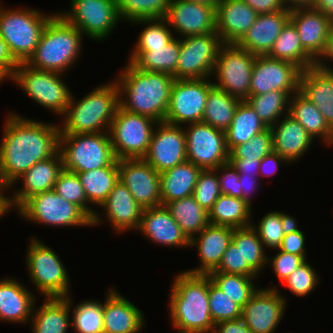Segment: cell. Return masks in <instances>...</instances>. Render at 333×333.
<instances>
[{
    "instance_id": "6da1fadb",
    "label": "cell",
    "mask_w": 333,
    "mask_h": 333,
    "mask_svg": "<svg viewBox=\"0 0 333 333\" xmlns=\"http://www.w3.org/2000/svg\"><path fill=\"white\" fill-rule=\"evenodd\" d=\"M60 126L8 113L0 144V182L7 191L32 165L59 150Z\"/></svg>"
},
{
    "instance_id": "7a4b0ae2",
    "label": "cell",
    "mask_w": 333,
    "mask_h": 333,
    "mask_svg": "<svg viewBox=\"0 0 333 333\" xmlns=\"http://www.w3.org/2000/svg\"><path fill=\"white\" fill-rule=\"evenodd\" d=\"M127 63L115 81L120 107L131 113L151 117L157 122L165 121L175 78L164 72L138 70Z\"/></svg>"
},
{
    "instance_id": "3957f363",
    "label": "cell",
    "mask_w": 333,
    "mask_h": 333,
    "mask_svg": "<svg viewBox=\"0 0 333 333\" xmlns=\"http://www.w3.org/2000/svg\"><path fill=\"white\" fill-rule=\"evenodd\" d=\"M172 283L169 313L173 327L178 333H213L208 274L182 271Z\"/></svg>"
},
{
    "instance_id": "277c9868",
    "label": "cell",
    "mask_w": 333,
    "mask_h": 333,
    "mask_svg": "<svg viewBox=\"0 0 333 333\" xmlns=\"http://www.w3.org/2000/svg\"><path fill=\"white\" fill-rule=\"evenodd\" d=\"M67 106L60 134H85L109 132L111 122L120 106L119 90L115 81L102 84L80 100ZM77 101V102H76Z\"/></svg>"
},
{
    "instance_id": "5b68a950",
    "label": "cell",
    "mask_w": 333,
    "mask_h": 333,
    "mask_svg": "<svg viewBox=\"0 0 333 333\" xmlns=\"http://www.w3.org/2000/svg\"><path fill=\"white\" fill-rule=\"evenodd\" d=\"M83 34L59 13L48 21L34 54L26 62L34 69L64 72L79 57Z\"/></svg>"
},
{
    "instance_id": "8992f818",
    "label": "cell",
    "mask_w": 333,
    "mask_h": 333,
    "mask_svg": "<svg viewBox=\"0 0 333 333\" xmlns=\"http://www.w3.org/2000/svg\"><path fill=\"white\" fill-rule=\"evenodd\" d=\"M63 169L75 173L118 166L109 132L59 134Z\"/></svg>"
},
{
    "instance_id": "52a82bcc",
    "label": "cell",
    "mask_w": 333,
    "mask_h": 333,
    "mask_svg": "<svg viewBox=\"0 0 333 333\" xmlns=\"http://www.w3.org/2000/svg\"><path fill=\"white\" fill-rule=\"evenodd\" d=\"M54 15L31 8L5 9L0 3V35L19 63H26L34 54L45 26Z\"/></svg>"
},
{
    "instance_id": "ba28073f",
    "label": "cell",
    "mask_w": 333,
    "mask_h": 333,
    "mask_svg": "<svg viewBox=\"0 0 333 333\" xmlns=\"http://www.w3.org/2000/svg\"><path fill=\"white\" fill-rule=\"evenodd\" d=\"M48 245L31 238L26 253V267L35 288L45 298L69 297L70 280L60 257Z\"/></svg>"
},
{
    "instance_id": "9c48e42d",
    "label": "cell",
    "mask_w": 333,
    "mask_h": 333,
    "mask_svg": "<svg viewBox=\"0 0 333 333\" xmlns=\"http://www.w3.org/2000/svg\"><path fill=\"white\" fill-rule=\"evenodd\" d=\"M61 75L59 72L38 70L20 63L10 80L15 81L31 100L63 116L73 94Z\"/></svg>"
},
{
    "instance_id": "30bf717a",
    "label": "cell",
    "mask_w": 333,
    "mask_h": 333,
    "mask_svg": "<svg viewBox=\"0 0 333 333\" xmlns=\"http://www.w3.org/2000/svg\"><path fill=\"white\" fill-rule=\"evenodd\" d=\"M157 123L151 117L128 112L119 106L109 129L117 160L143 158Z\"/></svg>"
},
{
    "instance_id": "8fae6325",
    "label": "cell",
    "mask_w": 333,
    "mask_h": 333,
    "mask_svg": "<svg viewBox=\"0 0 333 333\" xmlns=\"http://www.w3.org/2000/svg\"><path fill=\"white\" fill-rule=\"evenodd\" d=\"M257 55L237 44H223L216 59L214 71L217 83L213 86L245 101L249 97L250 81Z\"/></svg>"
},
{
    "instance_id": "7c38bea8",
    "label": "cell",
    "mask_w": 333,
    "mask_h": 333,
    "mask_svg": "<svg viewBox=\"0 0 333 333\" xmlns=\"http://www.w3.org/2000/svg\"><path fill=\"white\" fill-rule=\"evenodd\" d=\"M18 213L28 221L50 226H92V220L76 205L54 190L29 197Z\"/></svg>"
},
{
    "instance_id": "4fadbf2b",
    "label": "cell",
    "mask_w": 333,
    "mask_h": 333,
    "mask_svg": "<svg viewBox=\"0 0 333 333\" xmlns=\"http://www.w3.org/2000/svg\"><path fill=\"white\" fill-rule=\"evenodd\" d=\"M223 42L217 32L180 37L175 79L213 78L216 59Z\"/></svg>"
},
{
    "instance_id": "5bb4252c",
    "label": "cell",
    "mask_w": 333,
    "mask_h": 333,
    "mask_svg": "<svg viewBox=\"0 0 333 333\" xmlns=\"http://www.w3.org/2000/svg\"><path fill=\"white\" fill-rule=\"evenodd\" d=\"M70 5L59 14L94 41L106 39L121 20L116 0H71Z\"/></svg>"
},
{
    "instance_id": "9a60e30c",
    "label": "cell",
    "mask_w": 333,
    "mask_h": 333,
    "mask_svg": "<svg viewBox=\"0 0 333 333\" xmlns=\"http://www.w3.org/2000/svg\"><path fill=\"white\" fill-rule=\"evenodd\" d=\"M209 79H175L165 122L184 127L202 122L207 96L214 87Z\"/></svg>"
},
{
    "instance_id": "2e32d148",
    "label": "cell",
    "mask_w": 333,
    "mask_h": 333,
    "mask_svg": "<svg viewBox=\"0 0 333 333\" xmlns=\"http://www.w3.org/2000/svg\"><path fill=\"white\" fill-rule=\"evenodd\" d=\"M184 128L187 160L202 170L216 169L229 162L226 133L209 124L191 123Z\"/></svg>"
},
{
    "instance_id": "e0dca14e",
    "label": "cell",
    "mask_w": 333,
    "mask_h": 333,
    "mask_svg": "<svg viewBox=\"0 0 333 333\" xmlns=\"http://www.w3.org/2000/svg\"><path fill=\"white\" fill-rule=\"evenodd\" d=\"M302 69L292 62L257 55L251 74L249 95L269 91H286L290 96L299 92Z\"/></svg>"
},
{
    "instance_id": "ac0fdd59",
    "label": "cell",
    "mask_w": 333,
    "mask_h": 333,
    "mask_svg": "<svg viewBox=\"0 0 333 333\" xmlns=\"http://www.w3.org/2000/svg\"><path fill=\"white\" fill-rule=\"evenodd\" d=\"M162 173L187 160L184 127L158 122L152 133L148 151L143 157Z\"/></svg>"
},
{
    "instance_id": "d6986e66",
    "label": "cell",
    "mask_w": 333,
    "mask_h": 333,
    "mask_svg": "<svg viewBox=\"0 0 333 333\" xmlns=\"http://www.w3.org/2000/svg\"><path fill=\"white\" fill-rule=\"evenodd\" d=\"M119 180L144 209L162 205L160 173L143 158L118 160Z\"/></svg>"
},
{
    "instance_id": "ffe728a7",
    "label": "cell",
    "mask_w": 333,
    "mask_h": 333,
    "mask_svg": "<svg viewBox=\"0 0 333 333\" xmlns=\"http://www.w3.org/2000/svg\"><path fill=\"white\" fill-rule=\"evenodd\" d=\"M278 291L259 288L242 308L241 319L253 333H274L282 320L287 302Z\"/></svg>"
},
{
    "instance_id": "44dd1931",
    "label": "cell",
    "mask_w": 333,
    "mask_h": 333,
    "mask_svg": "<svg viewBox=\"0 0 333 333\" xmlns=\"http://www.w3.org/2000/svg\"><path fill=\"white\" fill-rule=\"evenodd\" d=\"M216 9L188 0H170L164 17L175 32L186 36L216 32Z\"/></svg>"
},
{
    "instance_id": "7402d4cb",
    "label": "cell",
    "mask_w": 333,
    "mask_h": 333,
    "mask_svg": "<svg viewBox=\"0 0 333 333\" xmlns=\"http://www.w3.org/2000/svg\"><path fill=\"white\" fill-rule=\"evenodd\" d=\"M63 170V160L59 150L50 158L32 165L16 182L21 179L23 186L8 196V206L16 210L31 196L54 189L56 180Z\"/></svg>"
},
{
    "instance_id": "603a6c76",
    "label": "cell",
    "mask_w": 333,
    "mask_h": 333,
    "mask_svg": "<svg viewBox=\"0 0 333 333\" xmlns=\"http://www.w3.org/2000/svg\"><path fill=\"white\" fill-rule=\"evenodd\" d=\"M290 21L297 29L302 47L317 61L325 51L333 22L312 8L290 10Z\"/></svg>"
},
{
    "instance_id": "cb8c5ba5",
    "label": "cell",
    "mask_w": 333,
    "mask_h": 333,
    "mask_svg": "<svg viewBox=\"0 0 333 333\" xmlns=\"http://www.w3.org/2000/svg\"><path fill=\"white\" fill-rule=\"evenodd\" d=\"M234 228L208 224L190 240V246L197 247L200 266L186 270L191 274H208L215 270L232 242Z\"/></svg>"
},
{
    "instance_id": "d4e9b609",
    "label": "cell",
    "mask_w": 333,
    "mask_h": 333,
    "mask_svg": "<svg viewBox=\"0 0 333 333\" xmlns=\"http://www.w3.org/2000/svg\"><path fill=\"white\" fill-rule=\"evenodd\" d=\"M258 13L243 0H221L216 6V32L223 44H237Z\"/></svg>"
},
{
    "instance_id": "484cf974",
    "label": "cell",
    "mask_w": 333,
    "mask_h": 333,
    "mask_svg": "<svg viewBox=\"0 0 333 333\" xmlns=\"http://www.w3.org/2000/svg\"><path fill=\"white\" fill-rule=\"evenodd\" d=\"M109 288L103 303V333H138L144 327V314L131 301Z\"/></svg>"
},
{
    "instance_id": "4316f807",
    "label": "cell",
    "mask_w": 333,
    "mask_h": 333,
    "mask_svg": "<svg viewBox=\"0 0 333 333\" xmlns=\"http://www.w3.org/2000/svg\"><path fill=\"white\" fill-rule=\"evenodd\" d=\"M138 230L152 242L162 246L190 247V240L163 205L144 208Z\"/></svg>"
},
{
    "instance_id": "83f0119b",
    "label": "cell",
    "mask_w": 333,
    "mask_h": 333,
    "mask_svg": "<svg viewBox=\"0 0 333 333\" xmlns=\"http://www.w3.org/2000/svg\"><path fill=\"white\" fill-rule=\"evenodd\" d=\"M99 207L105 210L104 217L108 218L117 233L133 229L138 231L143 208L120 180Z\"/></svg>"
},
{
    "instance_id": "f1b7e54d",
    "label": "cell",
    "mask_w": 333,
    "mask_h": 333,
    "mask_svg": "<svg viewBox=\"0 0 333 333\" xmlns=\"http://www.w3.org/2000/svg\"><path fill=\"white\" fill-rule=\"evenodd\" d=\"M289 20L290 9L258 14L254 24L237 45L255 55H267Z\"/></svg>"
},
{
    "instance_id": "f546056e",
    "label": "cell",
    "mask_w": 333,
    "mask_h": 333,
    "mask_svg": "<svg viewBox=\"0 0 333 333\" xmlns=\"http://www.w3.org/2000/svg\"><path fill=\"white\" fill-rule=\"evenodd\" d=\"M270 128L273 151L280 154L288 164L298 161L313 144V138L289 114L282 120L279 119Z\"/></svg>"
},
{
    "instance_id": "4dcf8cb0",
    "label": "cell",
    "mask_w": 333,
    "mask_h": 333,
    "mask_svg": "<svg viewBox=\"0 0 333 333\" xmlns=\"http://www.w3.org/2000/svg\"><path fill=\"white\" fill-rule=\"evenodd\" d=\"M299 92L319 109L333 130V72L317 66L302 70Z\"/></svg>"
},
{
    "instance_id": "1f68e13d",
    "label": "cell",
    "mask_w": 333,
    "mask_h": 333,
    "mask_svg": "<svg viewBox=\"0 0 333 333\" xmlns=\"http://www.w3.org/2000/svg\"><path fill=\"white\" fill-rule=\"evenodd\" d=\"M19 280H0V321L27 323L32 317L35 296Z\"/></svg>"
},
{
    "instance_id": "d6a6232c",
    "label": "cell",
    "mask_w": 333,
    "mask_h": 333,
    "mask_svg": "<svg viewBox=\"0 0 333 333\" xmlns=\"http://www.w3.org/2000/svg\"><path fill=\"white\" fill-rule=\"evenodd\" d=\"M71 296L67 298H45L39 308H33L30 319L32 333H67L70 322ZM70 324V325H69Z\"/></svg>"
},
{
    "instance_id": "836d02e7",
    "label": "cell",
    "mask_w": 333,
    "mask_h": 333,
    "mask_svg": "<svg viewBox=\"0 0 333 333\" xmlns=\"http://www.w3.org/2000/svg\"><path fill=\"white\" fill-rule=\"evenodd\" d=\"M202 169L191 161H184L175 167L160 173V191L162 205L193 194Z\"/></svg>"
},
{
    "instance_id": "e575fe53",
    "label": "cell",
    "mask_w": 333,
    "mask_h": 333,
    "mask_svg": "<svg viewBox=\"0 0 333 333\" xmlns=\"http://www.w3.org/2000/svg\"><path fill=\"white\" fill-rule=\"evenodd\" d=\"M288 114L298 121L313 139L319 136L322 143L333 145V130L319 109L300 92L290 96Z\"/></svg>"
},
{
    "instance_id": "d590c367",
    "label": "cell",
    "mask_w": 333,
    "mask_h": 333,
    "mask_svg": "<svg viewBox=\"0 0 333 333\" xmlns=\"http://www.w3.org/2000/svg\"><path fill=\"white\" fill-rule=\"evenodd\" d=\"M232 242L242 257V275L257 277L264 266L268 265V257L255 229L252 225L234 228Z\"/></svg>"
},
{
    "instance_id": "8d00e7d4",
    "label": "cell",
    "mask_w": 333,
    "mask_h": 333,
    "mask_svg": "<svg viewBox=\"0 0 333 333\" xmlns=\"http://www.w3.org/2000/svg\"><path fill=\"white\" fill-rule=\"evenodd\" d=\"M180 39L174 37L163 47H149L143 53H131L128 62L136 69L174 75L178 64Z\"/></svg>"
},
{
    "instance_id": "74e56055",
    "label": "cell",
    "mask_w": 333,
    "mask_h": 333,
    "mask_svg": "<svg viewBox=\"0 0 333 333\" xmlns=\"http://www.w3.org/2000/svg\"><path fill=\"white\" fill-rule=\"evenodd\" d=\"M299 38L296 27L289 20L267 56L292 62L302 70L316 66V60L302 47Z\"/></svg>"
},
{
    "instance_id": "f35d334b",
    "label": "cell",
    "mask_w": 333,
    "mask_h": 333,
    "mask_svg": "<svg viewBox=\"0 0 333 333\" xmlns=\"http://www.w3.org/2000/svg\"><path fill=\"white\" fill-rule=\"evenodd\" d=\"M267 128L253 108L246 101H241L235 110L231 125L225 131L229 152L235 146L246 143Z\"/></svg>"
},
{
    "instance_id": "ab89813d",
    "label": "cell",
    "mask_w": 333,
    "mask_h": 333,
    "mask_svg": "<svg viewBox=\"0 0 333 333\" xmlns=\"http://www.w3.org/2000/svg\"><path fill=\"white\" fill-rule=\"evenodd\" d=\"M251 215L252 207L245 200L221 194L209 210L208 220L212 225L239 228L253 223Z\"/></svg>"
},
{
    "instance_id": "60d3db41",
    "label": "cell",
    "mask_w": 333,
    "mask_h": 333,
    "mask_svg": "<svg viewBox=\"0 0 333 333\" xmlns=\"http://www.w3.org/2000/svg\"><path fill=\"white\" fill-rule=\"evenodd\" d=\"M165 207L189 240L209 224L208 212L196 202L192 195L170 201Z\"/></svg>"
},
{
    "instance_id": "b9f144b4",
    "label": "cell",
    "mask_w": 333,
    "mask_h": 333,
    "mask_svg": "<svg viewBox=\"0 0 333 333\" xmlns=\"http://www.w3.org/2000/svg\"><path fill=\"white\" fill-rule=\"evenodd\" d=\"M240 102L226 91L213 87L207 96L202 122L225 132Z\"/></svg>"
},
{
    "instance_id": "7bdbcfd3",
    "label": "cell",
    "mask_w": 333,
    "mask_h": 333,
    "mask_svg": "<svg viewBox=\"0 0 333 333\" xmlns=\"http://www.w3.org/2000/svg\"><path fill=\"white\" fill-rule=\"evenodd\" d=\"M90 204L100 206L119 181L118 166H106L77 173Z\"/></svg>"
},
{
    "instance_id": "ee69618b",
    "label": "cell",
    "mask_w": 333,
    "mask_h": 333,
    "mask_svg": "<svg viewBox=\"0 0 333 333\" xmlns=\"http://www.w3.org/2000/svg\"><path fill=\"white\" fill-rule=\"evenodd\" d=\"M53 190L68 202L78 206L92 220L93 226L102 223L99 213H96L88 205L89 202L84 187L80 183L77 173L63 169L55 182Z\"/></svg>"
},
{
    "instance_id": "f6af8a7d",
    "label": "cell",
    "mask_w": 333,
    "mask_h": 333,
    "mask_svg": "<svg viewBox=\"0 0 333 333\" xmlns=\"http://www.w3.org/2000/svg\"><path fill=\"white\" fill-rule=\"evenodd\" d=\"M290 95L286 91H269L260 95H249L245 100L267 127L273 126L286 110L288 114Z\"/></svg>"
},
{
    "instance_id": "bcb514c9",
    "label": "cell",
    "mask_w": 333,
    "mask_h": 333,
    "mask_svg": "<svg viewBox=\"0 0 333 333\" xmlns=\"http://www.w3.org/2000/svg\"><path fill=\"white\" fill-rule=\"evenodd\" d=\"M208 276L221 291L242 308L258 289L253 282V279L255 280L257 277L215 272L214 270L208 273Z\"/></svg>"
},
{
    "instance_id": "7dc6e473",
    "label": "cell",
    "mask_w": 333,
    "mask_h": 333,
    "mask_svg": "<svg viewBox=\"0 0 333 333\" xmlns=\"http://www.w3.org/2000/svg\"><path fill=\"white\" fill-rule=\"evenodd\" d=\"M294 221L295 219L286 213L271 211L261 218L257 226L251 225L264 247L275 250L279 248L286 231Z\"/></svg>"
},
{
    "instance_id": "c3c4849f",
    "label": "cell",
    "mask_w": 333,
    "mask_h": 333,
    "mask_svg": "<svg viewBox=\"0 0 333 333\" xmlns=\"http://www.w3.org/2000/svg\"><path fill=\"white\" fill-rule=\"evenodd\" d=\"M170 0H116L122 20L132 22L138 19L164 18Z\"/></svg>"
},
{
    "instance_id": "681fc988",
    "label": "cell",
    "mask_w": 333,
    "mask_h": 333,
    "mask_svg": "<svg viewBox=\"0 0 333 333\" xmlns=\"http://www.w3.org/2000/svg\"><path fill=\"white\" fill-rule=\"evenodd\" d=\"M130 23L148 25L141 31L136 46L131 53H143L148 51L149 47H163L175 37L164 18L138 19Z\"/></svg>"
},
{
    "instance_id": "f907efd6",
    "label": "cell",
    "mask_w": 333,
    "mask_h": 333,
    "mask_svg": "<svg viewBox=\"0 0 333 333\" xmlns=\"http://www.w3.org/2000/svg\"><path fill=\"white\" fill-rule=\"evenodd\" d=\"M72 328L76 333H103V304L85 300L74 306Z\"/></svg>"
},
{
    "instance_id": "816d5d0a",
    "label": "cell",
    "mask_w": 333,
    "mask_h": 333,
    "mask_svg": "<svg viewBox=\"0 0 333 333\" xmlns=\"http://www.w3.org/2000/svg\"><path fill=\"white\" fill-rule=\"evenodd\" d=\"M209 308L214 324L240 319L242 307L231 300L209 278Z\"/></svg>"
},
{
    "instance_id": "f5cc1de1",
    "label": "cell",
    "mask_w": 333,
    "mask_h": 333,
    "mask_svg": "<svg viewBox=\"0 0 333 333\" xmlns=\"http://www.w3.org/2000/svg\"><path fill=\"white\" fill-rule=\"evenodd\" d=\"M273 151L271 128L255 135L244 144L235 146L229 152V158H242L247 160H261Z\"/></svg>"
},
{
    "instance_id": "db71d44e",
    "label": "cell",
    "mask_w": 333,
    "mask_h": 333,
    "mask_svg": "<svg viewBox=\"0 0 333 333\" xmlns=\"http://www.w3.org/2000/svg\"><path fill=\"white\" fill-rule=\"evenodd\" d=\"M221 195L219 179L215 169L202 170L192 196L207 212Z\"/></svg>"
},
{
    "instance_id": "11a10c76",
    "label": "cell",
    "mask_w": 333,
    "mask_h": 333,
    "mask_svg": "<svg viewBox=\"0 0 333 333\" xmlns=\"http://www.w3.org/2000/svg\"><path fill=\"white\" fill-rule=\"evenodd\" d=\"M319 283L315 269L310 266L307 260L282 283L286 285L291 294L298 297L309 296Z\"/></svg>"
},
{
    "instance_id": "9f6ffc18",
    "label": "cell",
    "mask_w": 333,
    "mask_h": 333,
    "mask_svg": "<svg viewBox=\"0 0 333 333\" xmlns=\"http://www.w3.org/2000/svg\"><path fill=\"white\" fill-rule=\"evenodd\" d=\"M305 261L302 256L280 251L279 249L273 258H268V263L270 262L269 264L281 284Z\"/></svg>"
},
{
    "instance_id": "6f0895ef",
    "label": "cell",
    "mask_w": 333,
    "mask_h": 333,
    "mask_svg": "<svg viewBox=\"0 0 333 333\" xmlns=\"http://www.w3.org/2000/svg\"><path fill=\"white\" fill-rule=\"evenodd\" d=\"M215 170L218 173L221 194L241 199L242 190L240 188L239 173L233 165L227 162ZM221 172L223 174H219Z\"/></svg>"
},
{
    "instance_id": "680465c9",
    "label": "cell",
    "mask_w": 333,
    "mask_h": 333,
    "mask_svg": "<svg viewBox=\"0 0 333 333\" xmlns=\"http://www.w3.org/2000/svg\"><path fill=\"white\" fill-rule=\"evenodd\" d=\"M296 222L297 221H294L288 228L278 249L290 254L302 256L306 260V249L304 247L306 240L305 235L299 230Z\"/></svg>"
},
{
    "instance_id": "91938a15",
    "label": "cell",
    "mask_w": 333,
    "mask_h": 333,
    "mask_svg": "<svg viewBox=\"0 0 333 333\" xmlns=\"http://www.w3.org/2000/svg\"><path fill=\"white\" fill-rule=\"evenodd\" d=\"M214 271L242 275V257L233 242L229 244L219 266Z\"/></svg>"
},
{
    "instance_id": "94428289",
    "label": "cell",
    "mask_w": 333,
    "mask_h": 333,
    "mask_svg": "<svg viewBox=\"0 0 333 333\" xmlns=\"http://www.w3.org/2000/svg\"><path fill=\"white\" fill-rule=\"evenodd\" d=\"M19 64L12 55L7 42L0 35V68L11 77Z\"/></svg>"
},
{
    "instance_id": "6125c7cd",
    "label": "cell",
    "mask_w": 333,
    "mask_h": 333,
    "mask_svg": "<svg viewBox=\"0 0 333 333\" xmlns=\"http://www.w3.org/2000/svg\"><path fill=\"white\" fill-rule=\"evenodd\" d=\"M258 14L274 13L286 10L283 0H243Z\"/></svg>"
},
{
    "instance_id": "be15d7a7",
    "label": "cell",
    "mask_w": 333,
    "mask_h": 333,
    "mask_svg": "<svg viewBox=\"0 0 333 333\" xmlns=\"http://www.w3.org/2000/svg\"><path fill=\"white\" fill-rule=\"evenodd\" d=\"M280 163H288L280 154L275 151L267 154L260 160L259 174L271 176L276 173ZM273 169V170H272ZM269 170V171H268Z\"/></svg>"
},
{
    "instance_id": "e7e4bbea",
    "label": "cell",
    "mask_w": 333,
    "mask_h": 333,
    "mask_svg": "<svg viewBox=\"0 0 333 333\" xmlns=\"http://www.w3.org/2000/svg\"><path fill=\"white\" fill-rule=\"evenodd\" d=\"M259 175H246L239 174V182L241 192V199L245 200L249 205L252 206V198L250 197L257 189Z\"/></svg>"
},
{
    "instance_id": "03108f58",
    "label": "cell",
    "mask_w": 333,
    "mask_h": 333,
    "mask_svg": "<svg viewBox=\"0 0 333 333\" xmlns=\"http://www.w3.org/2000/svg\"><path fill=\"white\" fill-rule=\"evenodd\" d=\"M213 333H253L240 318L236 320L222 321L214 326Z\"/></svg>"
},
{
    "instance_id": "003e7915",
    "label": "cell",
    "mask_w": 333,
    "mask_h": 333,
    "mask_svg": "<svg viewBox=\"0 0 333 333\" xmlns=\"http://www.w3.org/2000/svg\"><path fill=\"white\" fill-rule=\"evenodd\" d=\"M229 162L239 174L258 175L260 160H247L242 158H229Z\"/></svg>"
},
{
    "instance_id": "a7ac6f4b",
    "label": "cell",
    "mask_w": 333,
    "mask_h": 333,
    "mask_svg": "<svg viewBox=\"0 0 333 333\" xmlns=\"http://www.w3.org/2000/svg\"><path fill=\"white\" fill-rule=\"evenodd\" d=\"M326 59H329V61H333L332 60L333 59V24L330 28L325 51L316 61V66L318 68L333 72V69L331 68V66H329L327 62H324V61H326Z\"/></svg>"
},
{
    "instance_id": "89a4df30",
    "label": "cell",
    "mask_w": 333,
    "mask_h": 333,
    "mask_svg": "<svg viewBox=\"0 0 333 333\" xmlns=\"http://www.w3.org/2000/svg\"><path fill=\"white\" fill-rule=\"evenodd\" d=\"M312 9L322 12L333 22V0H315Z\"/></svg>"
},
{
    "instance_id": "2644e50d",
    "label": "cell",
    "mask_w": 333,
    "mask_h": 333,
    "mask_svg": "<svg viewBox=\"0 0 333 333\" xmlns=\"http://www.w3.org/2000/svg\"><path fill=\"white\" fill-rule=\"evenodd\" d=\"M287 9L312 8L315 0H283Z\"/></svg>"
},
{
    "instance_id": "8c879c8a",
    "label": "cell",
    "mask_w": 333,
    "mask_h": 333,
    "mask_svg": "<svg viewBox=\"0 0 333 333\" xmlns=\"http://www.w3.org/2000/svg\"><path fill=\"white\" fill-rule=\"evenodd\" d=\"M6 187L0 182V218L1 216L3 217L7 211H9V206H8V196H5L3 192L5 193ZM5 213V214H4Z\"/></svg>"
},
{
    "instance_id": "753ad0ef",
    "label": "cell",
    "mask_w": 333,
    "mask_h": 333,
    "mask_svg": "<svg viewBox=\"0 0 333 333\" xmlns=\"http://www.w3.org/2000/svg\"><path fill=\"white\" fill-rule=\"evenodd\" d=\"M188 1L197 2V3H201V4H205V5H210L216 9V6L218 5V3L221 0H188Z\"/></svg>"
},
{
    "instance_id": "34e18365",
    "label": "cell",
    "mask_w": 333,
    "mask_h": 333,
    "mask_svg": "<svg viewBox=\"0 0 333 333\" xmlns=\"http://www.w3.org/2000/svg\"><path fill=\"white\" fill-rule=\"evenodd\" d=\"M4 79H11V77L0 68V83L2 84V82L4 81Z\"/></svg>"
}]
</instances>
